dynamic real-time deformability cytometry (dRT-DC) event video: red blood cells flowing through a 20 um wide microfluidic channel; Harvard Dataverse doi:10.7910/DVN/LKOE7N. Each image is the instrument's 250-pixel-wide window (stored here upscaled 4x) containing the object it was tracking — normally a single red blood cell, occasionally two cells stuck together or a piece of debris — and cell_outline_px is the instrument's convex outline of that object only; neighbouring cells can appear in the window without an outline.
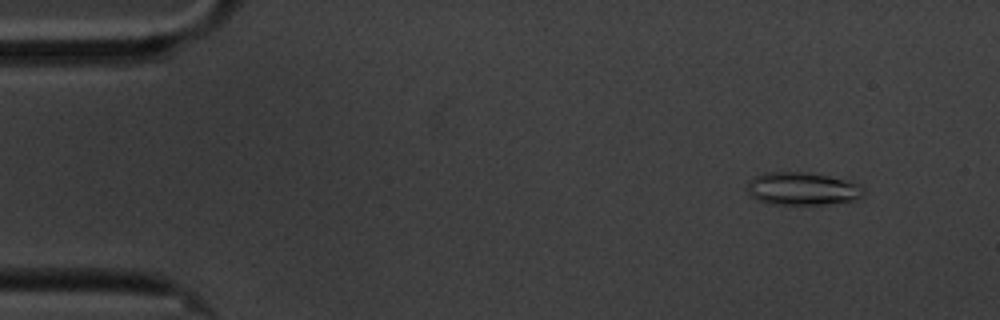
{"species": "common noctule bat (a hibernating species)", "species_latin": "Nyctalus noctula", "temperature_condition": "cold", "stored_images_in_passage": 54, "camera_frame_rate_fps": 3000, "um_per_image_px": 0.085, "animal": {"sex": "male", "body_mass_g": 20.1, "forearm_length_mm": 53.5}, "frame": {"image": 1, "passage_image": 1, "time_ms": 0.0, "image_size_px": [1000, 320], "cell_outline_px": [[864, 196], [852, 200], [824, 204], [772, 204], [760, 200], [752, 196], [748, 192], [748, 184], [756, 176], [764, 172], [808, 172], [828, 176], [844, 180], [856, 184], [864, 188]], "centroid_in_image_um": [68.2, 16.04], "position_along_channel_um": 16.8, "area_um2": 21.85}}
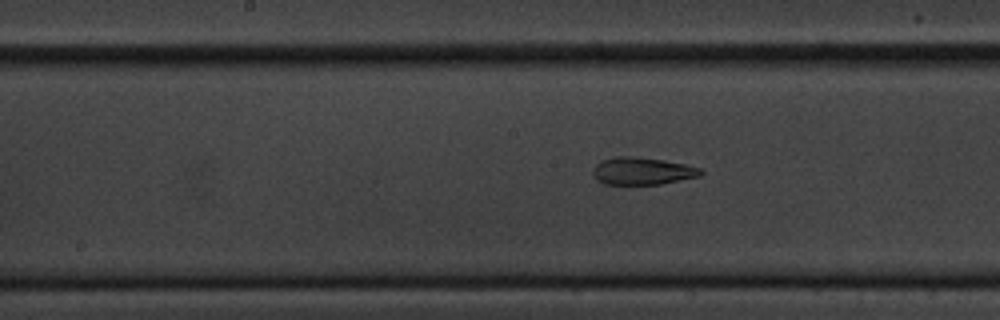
{"frame": {"image": 2, "passage_image": 25, "time_ms": 8.0, "image_size_px": [1000, 320], "cell_outline_px": [[704, 172], [700, 176], [660, 184], [604, 184], [596, 180], [592, 176], [592, 168], [600, 160], [616, 156], [636, 156], [664, 160], [684, 164], [700, 168]], "centroid_in_image_um": [54.54, 14.53], "position_along_channel_um": 193.7, "area_um2": 17.4}}
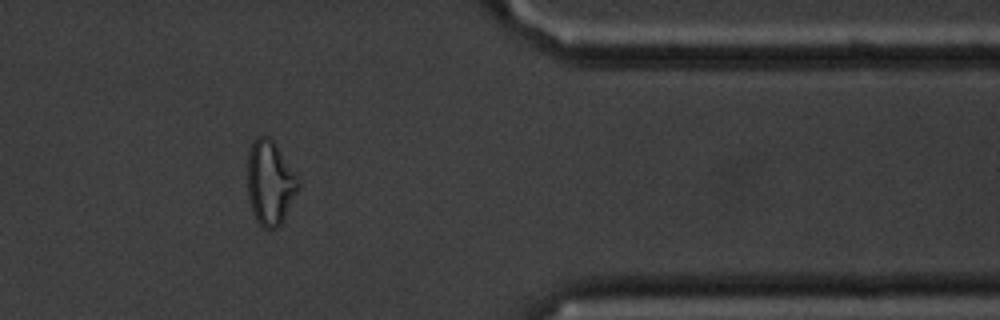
{"frame": {"image": 3, "passage_image": 44, "time_ms": 14.333, "image_size_px": [1000, 320], "cell_outline_px": [[300, 188], [280, 224], [276, 228], [264, 228], [256, 220], [252, 212], [248, 200], [248, 152], [252, 140], [260, 136], [268, 136], [272, 140], [300, 184]], "centroid_in_image_um": [22.91, 15.56], "position_along_channel_um": 388.5, "area_um2": 24.39}, "authors_computed_cell_mechanics": {"area_um2": 19.8254, "velocity_mm_per_s": 3.3878, "shape_relaxation_time_tau1_ms": null, "shape_relaxation_time_tau2_ms": 2.0956, "deformation_change_tau1": null, "deformation_change_tau2": 0.0898}}